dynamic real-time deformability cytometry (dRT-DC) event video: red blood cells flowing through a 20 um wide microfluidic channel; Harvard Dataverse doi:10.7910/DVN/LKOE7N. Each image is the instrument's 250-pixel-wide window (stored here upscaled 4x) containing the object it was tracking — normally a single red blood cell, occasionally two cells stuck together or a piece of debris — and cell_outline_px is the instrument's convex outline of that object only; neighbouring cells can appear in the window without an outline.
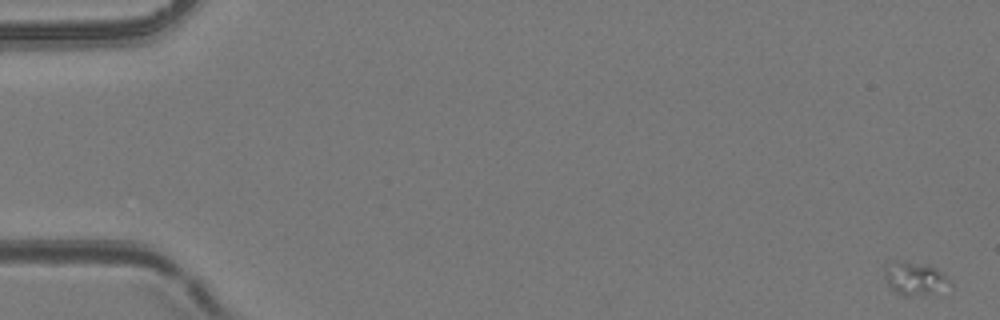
{"species": "common noctule bat (a hibernating species)", "species_latin": "Nyctalus noctula", "temperature_condition": "room temperature", "stored_images_in_passage": 19, "camera_frame_rate_fps": 3000, "um_per_image_px": 0.085, "animal": {"sex": "female", "body_mass_g": 24.6, "forearm_length_mm": 56.2}, "frame": {"image": 1, "passage_image": 1, "time_ms": 0.0, "image_size_px": [1000, 320], "cell_outline_px": [[952, 284], [928, 292], [908, 296], [904, 296], [896, 292], [888, 284], [884, 276], [884, 268], [888, 260], [900, 260], [928, 264], [936, 268], [952, 280]], "centroid_in_image_um": [77.69, 23.59], "position_along_channel_um": 7.3, "area_um2": 12.48}}